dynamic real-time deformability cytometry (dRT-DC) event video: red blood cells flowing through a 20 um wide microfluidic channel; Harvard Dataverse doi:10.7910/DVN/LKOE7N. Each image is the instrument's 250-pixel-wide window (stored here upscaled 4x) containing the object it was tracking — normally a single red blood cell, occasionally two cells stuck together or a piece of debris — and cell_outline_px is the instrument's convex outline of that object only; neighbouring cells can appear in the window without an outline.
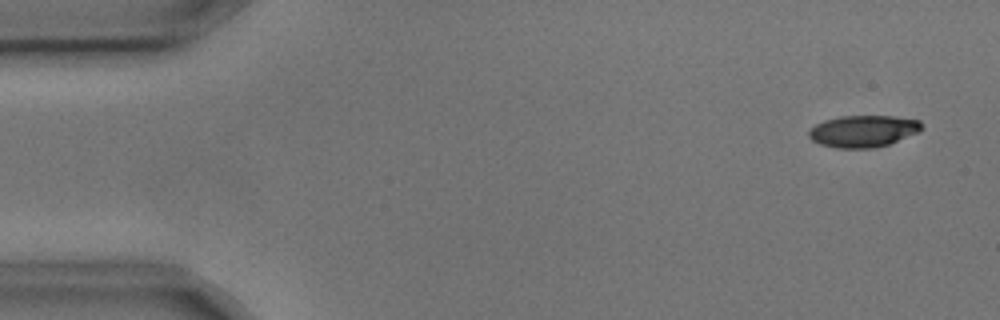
{"species": "common noctule bat (a hibernating species)", "species_latin": "Nyctalus noctula", "temperature_condition": "cold", "stored_images_in_passage": 4, "camera_frame_rate_fps": 3000, "um_per_image_px": 0.085, "animal": {"sex": "male", "body_mass_g": 17.9, "forearm_length_mm": 54.2}, "frame": {"image": 1, "passage_image": 1, "time_ms": 0.0, "image_size_px": [1000, 320], "cell_outline_px": [[920, 128], [916, 132], [888, 144], [872, 148], [836, 148], [820, 144], [812, 140], [808, 136], [808, 132], [816, 124], [824, 120], [840, 116], [896, 116], [920, 120]], "centroid_in_image_um": [73.31, 11.14], "position_along_channel_um": 11.7, "area_um2": 20.63}}